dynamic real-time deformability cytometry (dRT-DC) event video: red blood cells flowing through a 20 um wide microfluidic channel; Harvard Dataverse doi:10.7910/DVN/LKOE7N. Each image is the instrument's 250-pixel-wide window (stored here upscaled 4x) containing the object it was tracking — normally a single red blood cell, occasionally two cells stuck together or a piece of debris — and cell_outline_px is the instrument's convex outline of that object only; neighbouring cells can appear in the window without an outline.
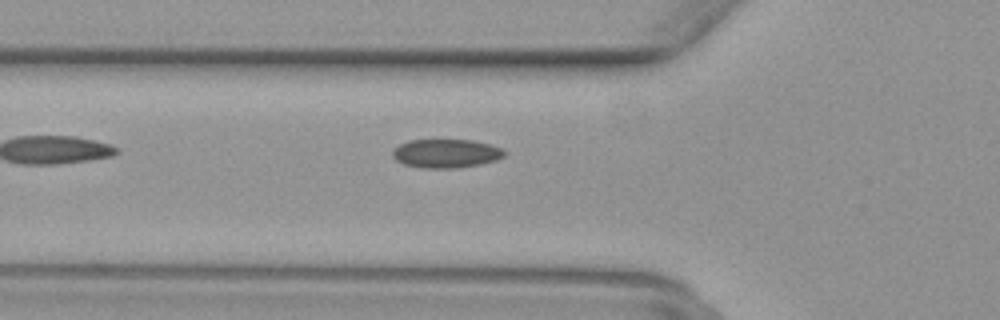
{"species": "common noctule bat (a hibernating species)", "species_latin": "Nyctalus noctula", "temperature_condition": "warm", "stored_images_in_passage": 35, "camera_frame_rate_fps": 3000, "um_per_image_px": 0.085, "animal": {"sex": "female", "body_mass_g": 29.2, "forearm_length_mm": 56.3}, "frame": {"image": 1, "passage_image": 2, "time_ms": 0.333, "image_size_px": [1000, 320], "cell_outline_px": [[508, 152], [504, 156], [496, 160], [480, 164], [456, 168], [420, 168], [404, 164], [396, 160], [392, 156], [392, 152], [400, 144], [408, 140], [472, 140], [488, 144], [500, 148]], "centroid_in_image_um": [37.91, 13.05], "position_along_channel_um": 87.9, "area_um2": 18.67}}
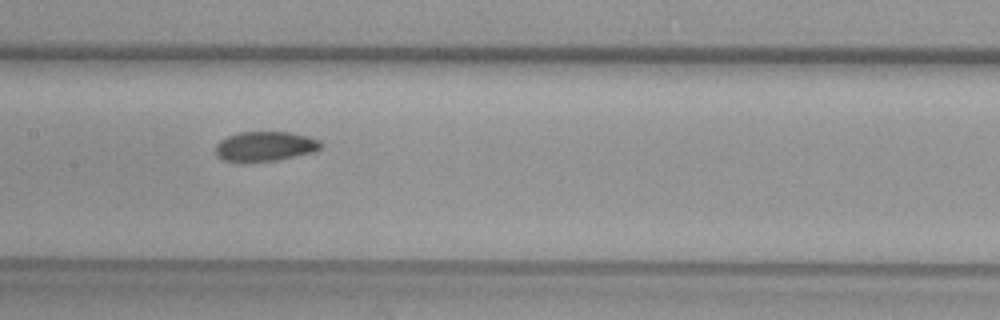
{"frame": {"image": 2, "passage_image": 9, "time_ms": 2.667, "image_size_px": [1000, 320], "cell_outline_px": [[324, 144], [320, 148], [312, 152], [276, 160], [244, 164], [240, 164], [224, 160], [216, 156], [216, 144], [220, 140], [236, 132], [292, 132], [308, 136], [320, 140]], "centroid_in_image_um": [22.49, 12.46], "position_along_channel_um": 184.9, "area_um2": 18.73}}
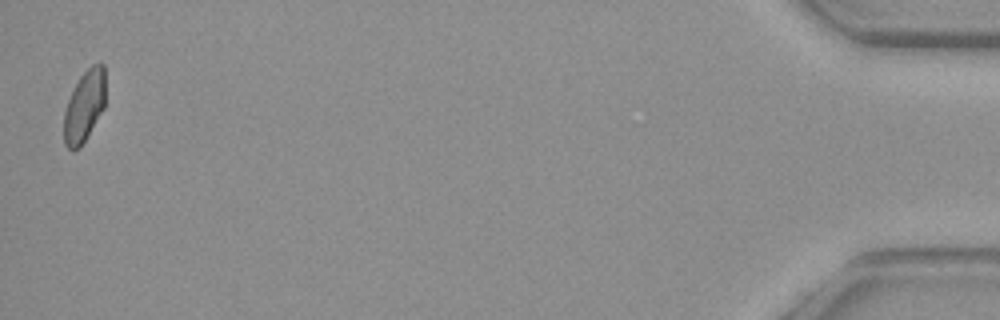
{"frame": {"image": 3, "passage_image": 34, "time_ms": 11.0, "image_size_px": [1000, 320], "cell_outline_px": [[104, 108], [80, 148], [72, 152], [64, 144], [64, 112], [68, 100], [80, 76], [92, 64], [100, 60], [104, 64]], "centroid_in_image_um": [7.16, 9.03], "position_along_channel_um": 428.0, "area_um2": 17.28}}